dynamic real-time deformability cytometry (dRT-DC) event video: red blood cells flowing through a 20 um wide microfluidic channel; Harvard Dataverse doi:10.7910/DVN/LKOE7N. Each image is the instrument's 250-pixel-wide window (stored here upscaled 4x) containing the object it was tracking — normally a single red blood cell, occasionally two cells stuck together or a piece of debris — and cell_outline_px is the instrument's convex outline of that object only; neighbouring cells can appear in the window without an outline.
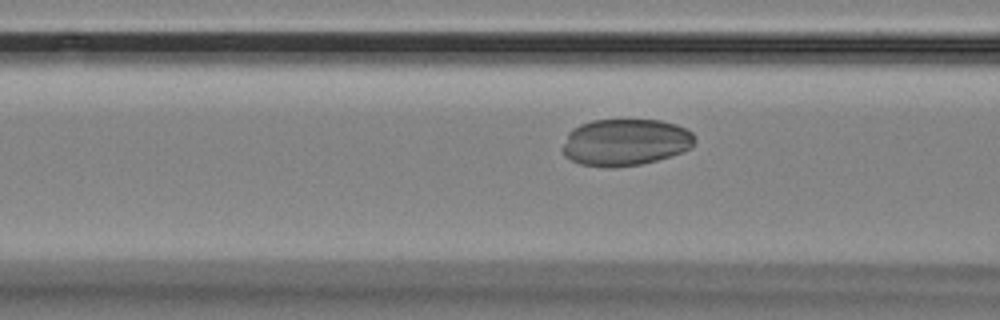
{"species": "Egyptian fruit bat (a non-hibernating species)", "species_latin": "Rousettus aegyptiacus", "temperature_condition": "room temperature", "stored_images_in_passage": 7, "camera_frame_rate_fps": 3000, "um_per_image_px": 0.085, "animal": {"sex": "female"}, "frame": {"image": 1, "passage_image": 7, "time_ms": 8.667, "image_size_px": [1000, 320], "cell_outline_px": [[696, 140], [692, 148], [684, 152], [656, 160], [640, 164], [616, 168], [608, 168], [580, 164], [564, 156], [560, 148], [568, 132], [572, 128], [580, 124], [592, 120], [660, 120], [676, 124], [688, 128], [692, 132]], "centroid_in_image_um": [53.15, 12.09], "position_along_channel_um": 113.5, "area_um2": 36.7}}